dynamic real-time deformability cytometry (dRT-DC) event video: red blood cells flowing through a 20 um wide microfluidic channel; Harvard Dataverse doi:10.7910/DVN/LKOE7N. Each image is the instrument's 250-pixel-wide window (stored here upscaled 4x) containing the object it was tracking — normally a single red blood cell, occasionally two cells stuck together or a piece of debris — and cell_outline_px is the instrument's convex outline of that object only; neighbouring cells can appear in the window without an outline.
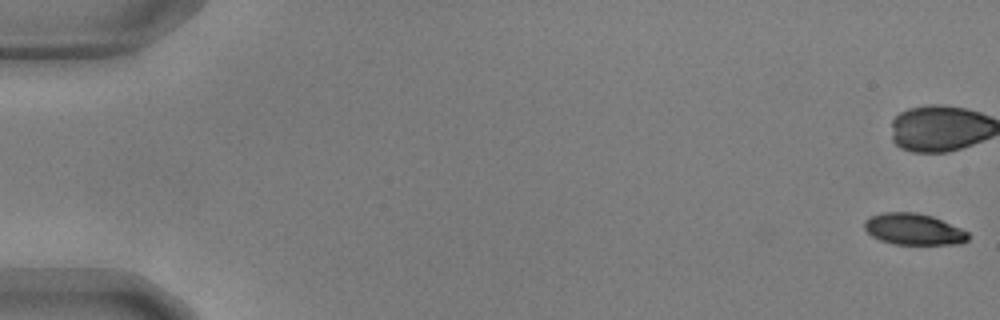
{"species": "common noctule bat (a hibernating species)", "species_latin": "Nyctalus noctula", "temperature_condition": "warm", "stored_images_in_passage": 16, "camera_frame_rate_fps": 3000, "um_per_image_px": 0.085, "animal": {"sex": "male", "body_mass_g": 17.9, "forearm_length_mm": 54.2}, "frame": {"image": 1, "passage_image": 1, "time_ms": 0.0, "image_size_px": [1000, 320], "cell_outline_px": [[968, 240], [960, 244], [892, 244], [880, 240], [872, 236], [864, 228], [864, 220], [872, 216], [884, 212], [916, 212], [932, 216], [960, 228], [968, 232]], "centroid_in_image_um": [77.65, 19.48], "position_along_channel_um": 7.4, "area_um2": 18.9}}